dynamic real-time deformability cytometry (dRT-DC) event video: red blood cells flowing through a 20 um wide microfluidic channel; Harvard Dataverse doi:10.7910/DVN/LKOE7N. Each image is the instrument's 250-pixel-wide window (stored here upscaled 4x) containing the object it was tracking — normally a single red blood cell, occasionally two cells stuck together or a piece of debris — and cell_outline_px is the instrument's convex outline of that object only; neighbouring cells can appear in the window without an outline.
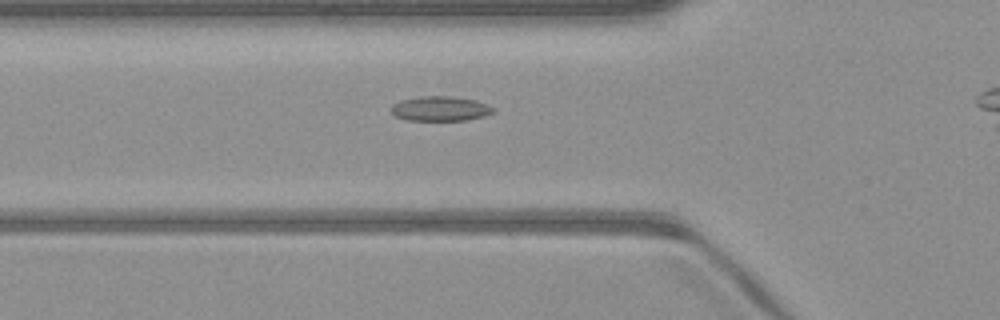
{"species": "common noctule bat (a hibernating species)", "species_latin": "Nyctalus noctula", "temperature_condition": "warm", "stored_images_in_passage": 33, "camera_frame_rate_fps": 3000, "um_per_image_px": 0.085, "animal": {"sex": "male", "body_mass_g": 23.1, "forearm_length_mm": 52.7}, "frame": {"image": 1, "passage_image": 7, "time_ms": 2.0, "image_size_px": [1000, 320], "cell_outline_px": [[496, 112], [484, 116], [464, 120], [408, 120], [396, 116], [392, 112], [392, 104], [400, 100], [420, 96], [452, 96], [476, 100], [488, 104], [496, 108]], "centroid_in_image_um": [37.47, 9.22], "position_along_channel_um": 88.3, "area_um2": 14.8}}
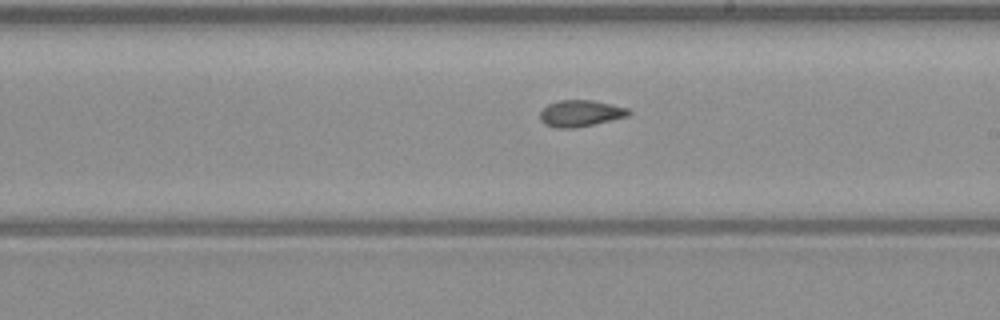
{"frame": {"image": 2, "passage_image": 18, "time_ms": 5.667, "image_size_px": [1000, 320], "cell_outline_px": [[632, 112], [628, 116], [592, 124], [572, 128], [556, 128], [544, 124], [540, 120], [540, 112], [548, 104], [560, 100], [592, 100], [612, 104], [628, 108]], "centroid_in_image_um": [49.33, 9.63], "position_along_channel_um": 239.7, "area_um2": 13.58}}
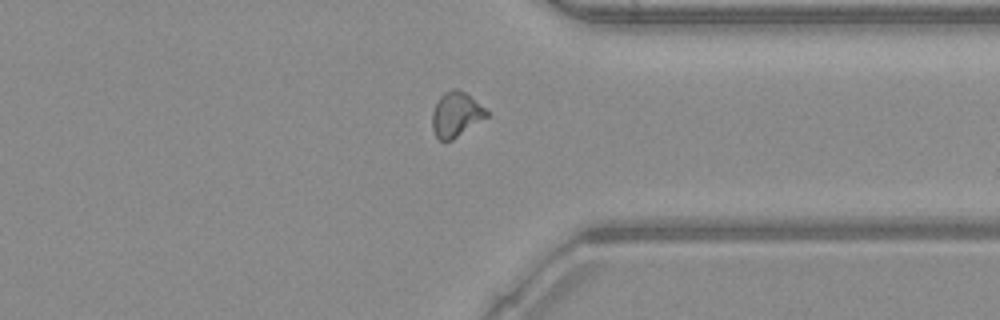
{"frame": {"image": 3, "passage_image": 28, "time_ms": 9.0, "image_size_px": [1000, 320], "cell_outline_px": [[492, 112], [488, 116], [452, 140], [440, 140], [436, 136], [432, 128], [432, 112], [436, 100], [444, 92], [452, 88], [456, 88], [464, 92]], "centroid_in_image_um": [38.77, 9.7], "position_along_channel_um": 372.6, "area_um2": 14.33}, "authors_computed_cell_mechanics": {"area_um2": 13.9298, "velocity_mm_per_s": 4.0965, "shape_relaxation_time_tau1_ms": null, "shape_relaxation_time_tau2_ms": 2.6514, "deformation_change_tau1": null, "deformation_change_tau2": 0.0865}}